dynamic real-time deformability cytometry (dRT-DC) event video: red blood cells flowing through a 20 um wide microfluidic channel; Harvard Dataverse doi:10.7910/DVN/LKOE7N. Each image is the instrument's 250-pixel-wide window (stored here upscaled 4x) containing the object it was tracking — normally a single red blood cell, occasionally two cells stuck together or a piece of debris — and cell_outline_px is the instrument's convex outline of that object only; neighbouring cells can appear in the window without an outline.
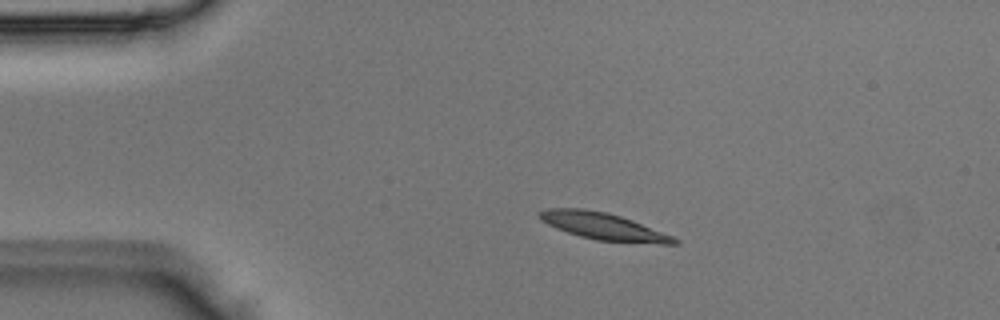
{"species": "Egyptian fruit bat (a non-hibernating species)", "species_latin": "Rousettus aegyptiacus", "temperature_condition": "room temperature", "stored_images_in_passage": 4, "camera_frame_rate_fps": 3000, "um_per_image_px": 0.085, "animal": {"sex": "male"}, "frame": {"image": 1, "passage_image": 3, "time_ms": 0.667, "image_size_px": [1000, 320], "cell_outline_px": [[680, 244], [660, 244], [596, 240], [580, 236], [556, 228], [540, 220], [536, 216], [536, 212], [548, 208], [584, 208], [608, 212], [632, 220], [672, 236], [680, 240]], "centroid_in_image_um": [51.25, 19.23], "position_along_channel_um": 33.8, "area_um2": 21.27}}